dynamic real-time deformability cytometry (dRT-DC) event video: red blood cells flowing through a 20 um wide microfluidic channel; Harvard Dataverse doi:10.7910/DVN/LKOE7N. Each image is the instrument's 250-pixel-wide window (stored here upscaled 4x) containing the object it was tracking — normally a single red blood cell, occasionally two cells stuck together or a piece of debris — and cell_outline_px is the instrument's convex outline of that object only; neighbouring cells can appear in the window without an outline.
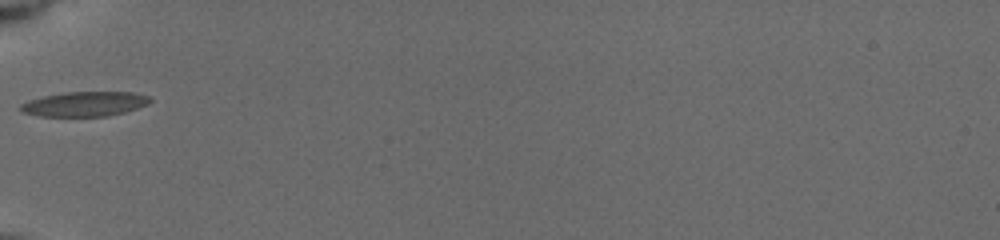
{"species": "common noctule bat (a hibernating species)", "species_latin": "Nyctalus noctula", "temperature_condition": "cold", "stored_images_in_passage": 48, "camera_frame_rate_fps": 3000, "um_per_image_px": 0.085, "animal": {"sex": "female", "body_mass_g": 19.5, "forearm_length_mm": 54.1}, "frame": {"image": 1, "passage_image": 1, "time_ms": 0.0, "image_size_px": [1000, 240], "cell_outline_px": [[152, 100], [148, 104], [124, 112], [108, 116], [36, 116], [20, 112], [20, 104], [28, 100], [44, 96], [64, 92], [132, 92], [148, 96]], "centroid_in_image_um": [7.15, 8.84], "position_along_channel_um": 77.8, "area_um2": 18.67}}
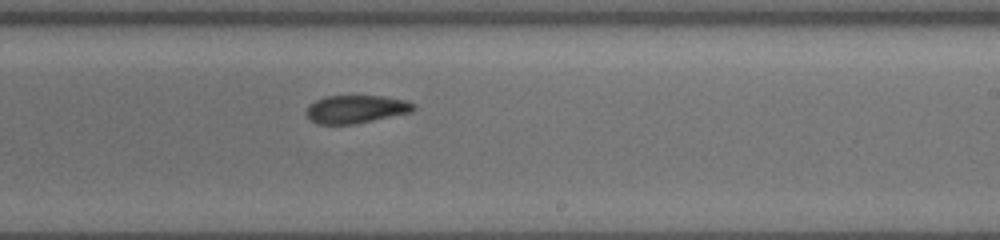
{"frame": {"image": 2, "passage_image": 20, "time_ms": 4.667, "image_size_px": [1000, 240], "cell_outline_px": [[416, 108], [412, 112], [352, 124], [316, 124], [308, 120], [304, 112], [308, 104], [324, 96], [380, 96], [404, 100], [416, 104]], "centroid_in_image_um": [30.19, 9.28], "position_along_channel_um": 258.8, "area_um2": 17.63}}
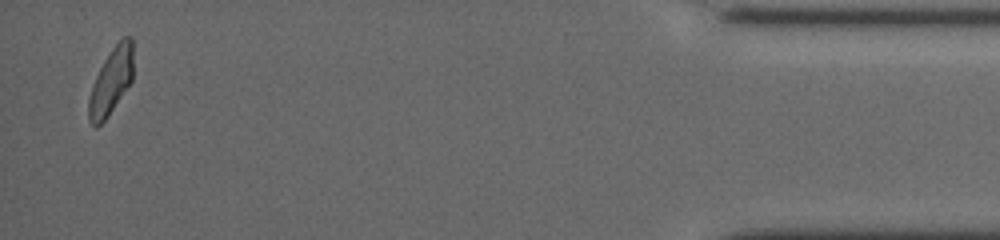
{"frame": {"image": 3, "passage_image": 46, "time_ms": 10.667, "image_size_px": [1000, 240], "cell_outline_px": [[132, 80], [108, 116], [96, 128], [88, 120], [88, 100], [92, 84], [104, 60], [112, 48], [124, 36], [132, 36]], "centroid_in_image_um": [9.42, 6.92], "position_along_channel_um": 425.8, "area_um2": 16.99}, "authors_computed_cell_mechanics": {"area_um2": 17.918, "velocity_mm_per_s": 3.9039, "shape_relaxation_time_tau1_ms": 4.7526, "shape_relaxation_time_tau2_ms": 2.4795, "deformation_change_tau1": 0.1235, "deformation_change_tau2": 0.0702}}